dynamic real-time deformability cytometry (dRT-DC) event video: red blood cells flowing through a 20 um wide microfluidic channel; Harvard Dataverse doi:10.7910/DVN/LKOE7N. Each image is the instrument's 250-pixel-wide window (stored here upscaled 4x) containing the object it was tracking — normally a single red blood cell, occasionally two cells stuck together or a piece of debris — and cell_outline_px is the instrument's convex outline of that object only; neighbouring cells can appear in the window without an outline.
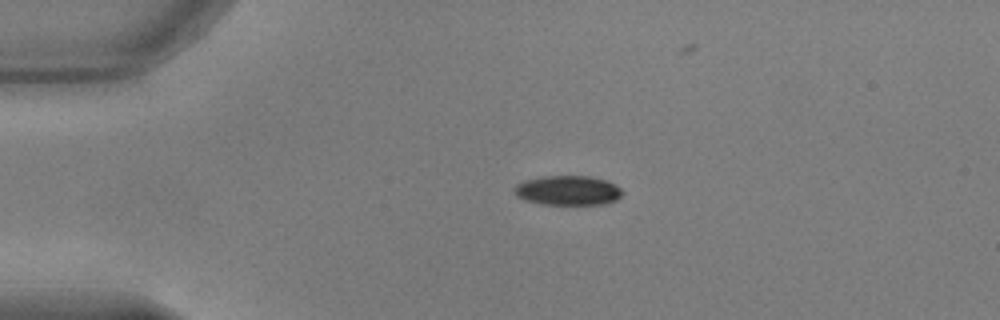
{"species": "common noctule bat (a hibernating species)", "species_latin": "Nyctalus noctula", "temperature_condition": "warm", "stored_images_in_passage": 43, "camera_frame_rate_fps": 3000, "um_per_image_px": 0.085, "animal": {"sex": "male", "body_mass_g": 17.9, "forearm_length_mm": 54.2}, "frame": {"image": 1, "passage_image": 1, "time_ms": 0.0, "image_size_px": [1000, 320], "cell_outline_px": [[624, 192], [616, 200], [604, 204], [544, 204], [524, 200], [516, 196], [512, 192], [512, 188], [516, 184], [524, 180], [540, 176], [588, 176], [604, 180], [616, 184]], "centroid_in_image_um": [48.22, 16.18], "position_along_channel_um": 36.8, "area_um2": 18.79}}
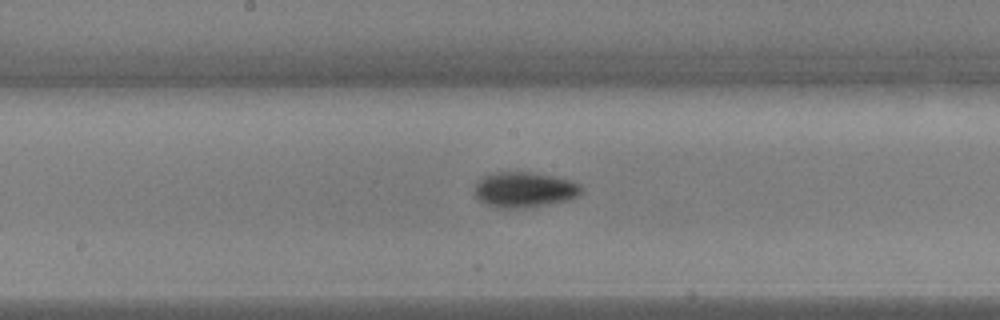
{"frame": {"image": 2, "passage_image": 17, "time_ms": 5.333, "image_size_px": [1000, 320], "cell_outline_px": [[580, 192], [576, 196], [568, 200], [520, 208], [504, 208], [488, 204], [480, 200], [476, 196], [476, 180], [480, 176], [496, 172], [536, 172], [572, 180], [580, 184]], "centroid_in_image_um": [44.55, 16.09], "position_along_channel_um": 203.6, "area_um2": 21.79}}
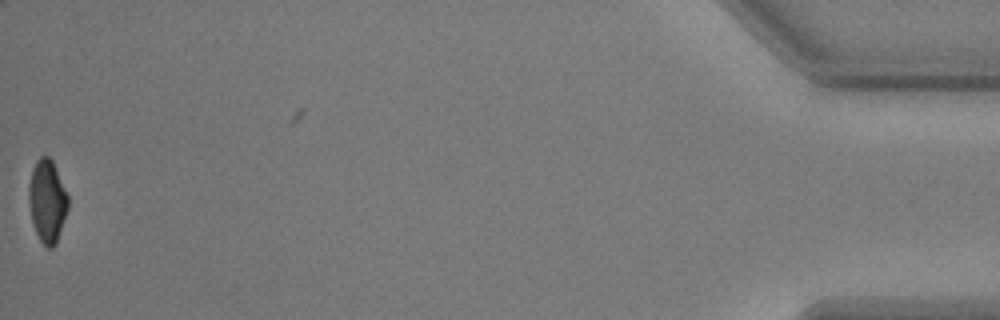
{"frame": {"image": 3, "passage_image": 42, "time_ms": 13.667, "image_size_px": [1000, 320], "cell_outline_px": [[68, 208], [56, 244], [52, 248], [48, 248], [40, 240], [32, 224], [28, 200], [28, 184], [32, 168], [36, 160], [40, 156], [48, 156], [52, 160], [68, 196]], "centroid_in_image_um": [3.99, 17.08], "position_along_channel_um": 431.2, "area_um2": 18.96}, "authors_computed_cell_mechanics": {"area_um2": 20.519, "velocity_mm_per_s": 3.8439, "shape_relaxation_time_tau1_ms": 2.9527, "shape_relaxation_time_tau2_ms": null, "deformation_change_tau1": 0.1335, "deformation_change_tau2": null}}